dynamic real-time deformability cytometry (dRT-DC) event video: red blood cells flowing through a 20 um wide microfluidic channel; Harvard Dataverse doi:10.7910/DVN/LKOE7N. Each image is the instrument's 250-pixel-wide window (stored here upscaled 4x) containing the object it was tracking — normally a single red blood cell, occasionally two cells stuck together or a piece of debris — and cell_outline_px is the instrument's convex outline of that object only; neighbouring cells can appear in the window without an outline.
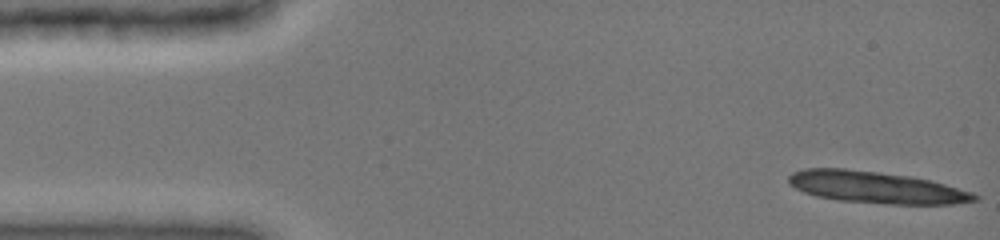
{"species": "common noctule bat (a hibernating species)", "species_latin": "Nyctalus noctula", "temperature_condition": "cold", "stored_images_in_passage": 11, "camera_frame_rate_fps": 3000, "um_per_image_px": 0.085, "animal": {"sex": "female", "body_mass_g": 19.0, "forearm_length_mm": 51.5}, "frame": {"image": 1, "passage_image": 1, "time_ms": 0.0, "image_size_px": [1000, 240], "cell_outline_px": [[980, 200], [956, 204], [888, 204], [840, 200], [816, 196], [804, 192], [788, 184], [788, 176], [792, 172], [804, 168], [844, 168], [912, 176], [944, 184], [972, 192], [980, 196]], "centroid_in_image_um": [74.47, 15.92], "position_along_channel_um": 10.5, "area_um2": 34.51}}